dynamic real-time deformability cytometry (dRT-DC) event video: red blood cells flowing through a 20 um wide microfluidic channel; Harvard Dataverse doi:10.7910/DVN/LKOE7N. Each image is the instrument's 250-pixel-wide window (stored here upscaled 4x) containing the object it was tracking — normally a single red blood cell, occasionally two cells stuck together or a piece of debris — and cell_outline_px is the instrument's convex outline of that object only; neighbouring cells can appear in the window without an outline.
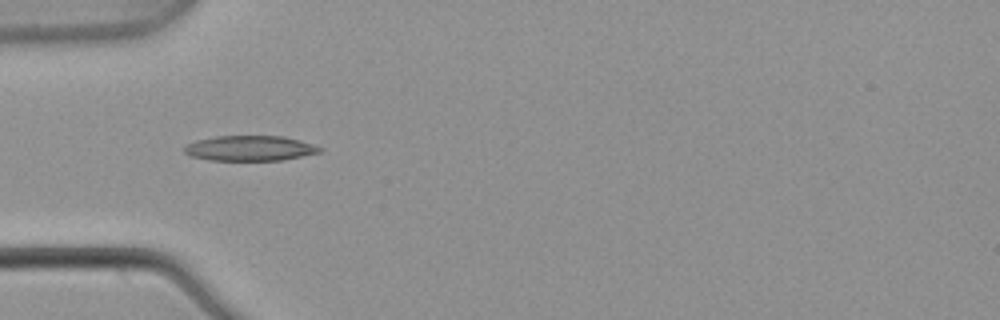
{"species": "common noctule bat (a hibernating species)", "species_latin": "Nyctalus noctula", "temperature_condition": "warm", "stored_images_in_passage": 2, "camera_frame_rate_fps": 3000, "um_per_image_px": 0.085, "animal": {"sex": "male", "body_mass_g": 21.5, "forearm_length_mm": 52.0}, "frame": {"image": 1, "passage_image": 1, "time_ms": 0.0, "image_size_px": [1000, 320], "cell_outline_px": [[324, 148], [320, 152], [280, 160], [208, 160], [188, 156], [184, 152], [184, 148], [188, 144], [196, 140], [216, 136], [284, 136], [300, 140]], "centroid_in_image_um": [21.21, 12.6], "position_along_channel_um": 63.8, "area_um2": 19.83}}
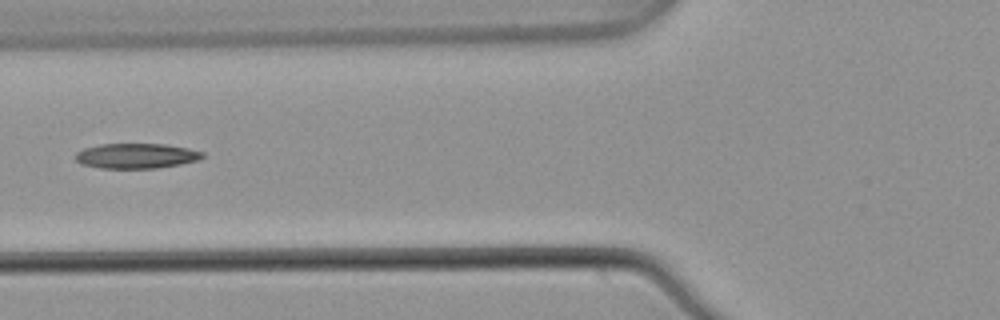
{"frame": {"image": 2, "passage_image": 2, "time_ms": 0.333, "image_size_px": [1000, 320], "cell_outline_px": [[204, 156], [196, 160], [180, 164], [156, 168], [100, 168], [80, 164], [76, 160], [76, 152], [84, 148], [100, 144], [164, 144], [188, 148], [204, 152]], "centroid_in_image_um": [11.56, 13.25], "position_along_channel_um": 114.2, "area_um2": 18.5}}